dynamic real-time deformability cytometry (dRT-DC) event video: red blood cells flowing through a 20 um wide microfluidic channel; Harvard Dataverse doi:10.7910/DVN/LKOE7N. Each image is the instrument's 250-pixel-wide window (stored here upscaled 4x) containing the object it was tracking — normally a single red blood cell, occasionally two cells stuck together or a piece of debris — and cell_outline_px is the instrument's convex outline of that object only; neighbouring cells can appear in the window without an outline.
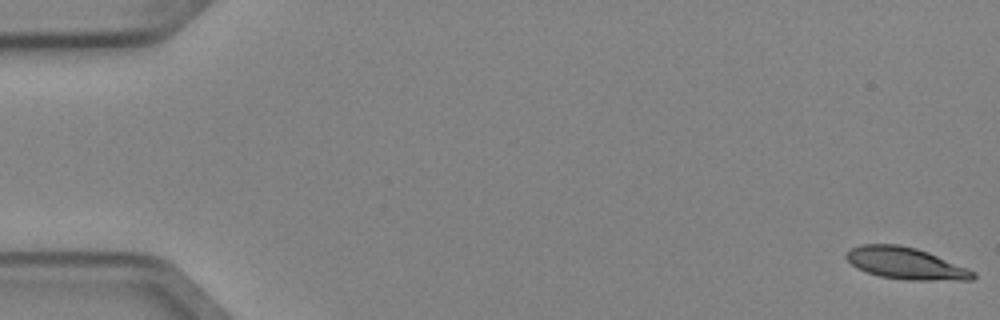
{"species": "Egyptian fruit bat (a non-hibernating species)", "species_latin": "Rousettus aegyptiacus", "temperature_condition": "cold", "stored_images_in_passage": 5, "camera_frame_rate_fps": 3000, "um_per_image_px": 0.085, "animal": {"sex": "female"}, "frame": {"image": 1, "passage_image": 1, "time_ms": 0.0, "image_size_px": [1000, 320], "cell_outline_px": [[976, 276], [972, 280], [908, 280], [880, 276], [868, 272], [852, 264], [844, 256], [852, 248], [860, 244], [900, 244], [916, 248], [928, 252], [976, 272]], "centroid_in_image_um": [77.0, 22.38], "position_along_channel_um": 8.0, "area_um2": 23.24}}